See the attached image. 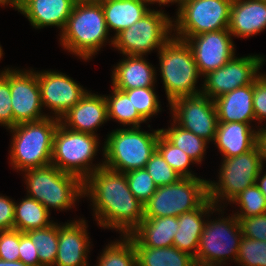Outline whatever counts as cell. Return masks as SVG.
I'll use <instances>...</instances> for the list:
<instances>
[{"label": "cell", "instance_id": "1", "mask_svg": "<svg viewBox=\"0 0 266 266\" xmlns=\"http://www.w3.org/2000/svg\"><path fill=\"white\" fill-rule=\"evenodd\" d=\"M83 194L91 197L96 220L104 228L127 235L144 219V205L130 191L125 173L103 166L83 182Z\"/></svg>", "mask_w": 266, "mask_h": 266}, {"label": "cell", "instance_id": "2", "mask_svg": "<svg viewBox=\"0 0 266 266\" xmlns=\"http://www.w3.org/2000/svg\"><path fill=\"white\" fill-rule=\"evenodd\" d=\"M61 45L88 60L104 45L108 30L99 0H77L61 32Z\"/></svg>", "mask_w": 266, "mask_h": 266}, {"label": "cell", "instance_id": "3", "mask_svg": "<svg viewBox=\"0 0 266 266\" xmlns=\"http://www.w3.org/2000/svg\"><path fill=\"white\" fill-rule=\"evenodd\" d=\"M60 119L47 116L10 128L13 135L10 161L17 170L26 171L51 164L53 139Z\"/></svg>", "mask_w": 266, "mask_h": 266}, {"label": "cell", "instance_id": "4", "mask_svg": "<svg viewBox=\"0 0 266 266\" xmlns=\"http://www.w3.org/2000/svg\"><path fill=\"white\" fill-rule=\"evenodd\" d=\"M160 133V129L148 133L140 127L113 130L103 147L104 167L120 173L145 168L156 151Z\"/></svg>", "mask_w": 266, "mask_h": 266}, {"label": "cell", "instance_id": "5", "mask_svg": "<svg viewBox=\"0 0 266 266\" xmlns=\"http://www.w3.org/2000/svg\"><path fill=\"white\" fill-rule=\"evenodd\" d=\"M28 197L49 208L67 210L77 198L83 197V181L75 175L62 172L53 164L24 171Z\"/></svg>", "mask_w": 266, "mask_h": 266}, {"label": "cell", "instance_id": "6", "mask_svg": "<svg viewBox=\"0 0 266 266\" xmlns=\"http://www.w3.org/2000/svg\"><path fill=\"white\" fill-rule=\"evenodd\" d=\"M158 52L161 77L169 104L177 98L201 93L195 89L200 73L185 40L172 36Z\"/></svg>", "mask_w": 266, "mask_h": 266}, {"label": "cell", "instance_id": "7", "mask_svg": "<svg viewBox=\"0 0 266 266\" xmlns=\"http://www.w3.org/2000/svg\"><path fill=\"white\" fill-rule=\"evenodd\" d=\"M98 146L97 135L76 132L59 123L53 139L51 164L84 182L94 171L104 166L103 163L92 168L90 165Z\"/></svg>", "mask_w": 266, "mask_h": 266}, {"label": "cell", "instance_id": "8", "mask_svg": "<svg viewBox=\"0 0 266 266\" xmlns=\"http://www.w3.org/2000/svg\"><path fill=\"white\" fill-rule=\"evenodd\" d=\"M208 181L198 177H181L170 185L159 186L144 204V217H178L200 208L207 200Z\"/></svg>", "mask_w": 266, "mask_h": 266}, {"label": "cell", "instance_id": "9", "mask_svg": "<svg viewBox=\"0 0 266 266\" xmlns=\"http://www.w3.org/2000/svg\"><path fill=\"white\" fill-rule=\"evenodd\" d=\"M172 22L163 11L150 9L140 20L113 37L111 45L123 55L143 56L155 48L160 50L173 36L170 35L174 29Z\"/></svg>", "mask_w": 266, "mask_h": 266}, {"label": "cell", "instance_id": "10", "mask_svg": "<svg viewBox=\"0 0 266 266\" xmlns=\"http://www.w3.org/2000/svg\"><path fill=\"white\" fill-rule=\"evenodd\" d=\"M233 0H185L178 8L173 21L176 38L181 40L191 36L227 29Z\"/></svg>", "mask_w": 266, "mask_h": 266}, {"label": "cell", "instance_id": "11", "mask_svg": "<svg viewBox=\"0 0 266 266\" xmlns=\"http://www.w3.org/2000/svg\"><path fill=\"white\" fill-rule=\"evenodd\" d=\"M243 235L237 217L232 215L205 223L197 253L196 266H221L232 255L236 261Z\"/></svg>", "mask_w": 266, "mask_h": 266}, {"label": "cell", "instance_id": "12", "mask_svg": "<svg viewBox=\"0 0 266 266\" xmlns=\"http://www.w3.org/2000/svg\"><path fill=\"white\" fill-rule=\"evenodd\" d=\"M221 166L219 182L208 181V196L215 206L220 198L231 202L247 187L254 185L263 169L261 155L256 146L241 155L223 158Z\"/></svg>", "mask_w": 266, "mask_h": 266}, {"label": "cell", "instance_id": "13", "mask_svg": "<svg viewBox=\"0 0 266 266\" xmlns=\"http://www.w3.org/2000/svg\"><path fill=\"white\" fill-rule=\"evenodd\" d=\"M173 121L207 142L215 139L218 117L213 99L202 93L177 98L170 103Z\"/></svg>", "mask_w": 266, "mask_h": 266}, {"label": "cell", "instance_id": "14", "mask_svg": "<svg viewBox=\"0 0 266 266\" xmlns=\"http://www.w3.org/2000/svg\"><path fill=\"white\" fill-rule=\"evenodd\" d=\"M265 59L258 55L235 56L222 67L207 73L201 93L216 99L236 88L254 83Z\"/></svg>", "mask_w": 266, "mask_h": 266}, {"label": "cell", "instance_id": "15", "mask_svg": "<svg viewBox=\"0 0 266 266\" xmlns=\"http://www.w3.org/2000/svg\"><path fill=\"white\" fill-rule=\"evenodd\" d=\"M9 86L13 127L21 123L42 120L48 116L41 113L43 106L37 72L9 69Z\"/></svg>", "mask_w": 266, "mask_h": 266}, {"label": "cell", "instance_id": "16", "mask_svg": "<svg viewBox=\"0 0 266 266\" xmlns=\"http://www.w3.org/2000/svg\"><path fill=\"white\" fill-rule=\"evenodd\" d=\"M185 41L193 53L201 76L222 67L235 56L228 29L198 34Z\"/></svg>", "mask_w": 266, "mask_h": 266}, {"label": "cell", "instance_id": "17", "mask_svg": "<svg viewBox=\"0 0 266 266\" xmlns=\"http://www.w3.org/2000/svg\"><path fill=\"white\" fill-rule=\"evenodd\" d=\"M42 106L52 109L55 118L74 107L87 93L72 78L55 71L37 72Z\"/></svg>", "mask_w": 266, "mask_h": 266}, {"label": "cell", "instance_id": "18", "mask_svg": "<svg viewBox=\"0 0 266 266\" xmlns=\"http://www.w3.org/2000/svg\"><path fill=\"white\" fill-rule=\"evenodd\" d=\"M86 221L58 225V248L54 266H88L90 241Z\"/></svg>", "mask_w": 266, "mask_h": 266}, {"label": "cell", "instance_id": "19", "mask_svg": "<svg viewBox=\"0 0 266 266\" xmlns=\"http://www.w3.org/2000/svg\"><path fill=\"white\" fill-rule=\"evenodd\" d=\"M107 120V103L104 95L87 91L81 100L61 117L60 123L76 132L96 135V128Z\"/></svg>", "mask_w": 266, "mask_h": 266}, {"label": "cell", "instance_id": "20", "mask_svg": "<svg viewBox=\"0 0 266 266\" xmlns=\"http://www.w3.org/2000/svg\"><path fill=\"white\" fill-rule=\"evenodd\" d=\"M77 0H18L15 9L35 28L57 26L63 31Z\"/></svg>", "mask_w": 266, "mask_h": 266}, {"label": "cell", "instance_id": "21", "mask_svg": "<svg viewBox=\"0 0 266 266\" xmlns=\"http://www.w3.org/2000/svg\"><path fill=\"white\" fill-rule=\"evenodd\" d=\"M266 28V1L233 0L228 30L233 36L248 38Z\"/></svg>", "mask_w": 266, "mask_h": 266}, {"label": "cell", "instance_id": "22", "mask_svg": "<svg viewBox=\"0 0 266 266\" xmlns=\"http://www.w3.org/2000/svg\"><path fill=\"white\" fill-rule=\"evenodd\" d=\"M178 228V217H144L128 235L140 247L164 248L173 246Z\"/></svg>", "mask_w": 266, "mask_h": 266}, {"label": "cell", "instance_id": "23", "mask_svg": "<svg viewBox=\"0 0 266 266\" xmlns=\"http://www.w3.org/2000/svg\"><path fill=\"white\" fill-rule=\"evenodd\" d=\"M112 71L113 87L119 90H131L141 87H153L156 72L144 56L125 55ZM144 58V59H143Z\"/></svg>", "mask_w": 266, "mask_h": 266}, {"label": "cell", "instance_id": "24", "mask_svg": "<svg viewBox=\"0 0 266 266\" xmlns=\"http://www.w3.org/2000/svg\"><path fill=\"white\" fill-rule=\"evenodd\" d=\"M218 122L250 124L255 120L253 110V83L236 88L213 100Z\"/></svg>", "mask_w": 266, "mask_h": 266}, {"label": "cell", "instance_id": "25", "mask_svg": "<svg viewBox=\"0 0 266 266\" xmlns=\"http://www.w3.org/2000/svg\"><path fill=\"white\" fill-rule=\"evenodd\" d=\"M250 124L218 122L215 143L224 158L241 155L256 146V133Z\"/></svg>", "mask_w": 266, "mask_h": 266}, {"label": "cell", "instance_id": "26", "mask_svg": "<svg viewBox=\"0 0 266 266\" xmlns=\"http://www.w3.org/2000/svg\"><path fill=\"white\" fill-rule=\"evenodd\" d=\"M215 208L216 206L214 203L208 199L200 208L179 215V228L174 236L173 246L195 257L199 240L206 223L202 215L205 214L206 216L209 212H214Z\"/></svg>", "mask_w": 266, "mask_h": 266}, {"label": "cell", "instance_id": "27", "mask_svg": "<svg viewBox=\"0 0 266 266\" xmlns=\"http://www.w3.org/2000/svg\"><path fill=\"white\" fill-rule=\"evenodd\" d=\"M104 11L107 30L116 31L114 37L122 30L132 26L150 10L144 0H99Z\"/></svg>", "mask_w": 266, "mask_h": 266}, {"label": "cell", "instance_id": "28", "mask_svg": "<svg viewBox=\"0 0 266 266\" xmlns=\"http://www.w3.org/2000/svg\"><path fill=\"white\" fill-rule=\"evenodd\" d=\"M137 266H196L194 257L174 246L164 248L140 247L133 239Z\"/></svg>", "mask_w": 266, "mask_h": 266}, {"label": "cell", "instance_id": "29", "mask_svg": "<svg viewBox=\"0 0 266 266\" xmlns=\"http://www.w3.org/2000/svg\"><path fill=\"white\" fill-rule=\"evenodd\" d=\"M50 211L37 200L26 196L20 204L15 203L14 229L25 233L53 224L49 219Z\"/></svg>", "mask_w": 266, "mask_h": 266}, {"label": "cell", "instance_id": "30", "mask_svg": "<svg viewBox=\"0 0 266 266\" xmlns=\"http://www.w3.org/2000/svg\"><path fill=\"white\" fill-rule=\"evenodd\" d=\"M112 88L111 96L104 95L107 103L108 120L112 118L123 125H133L131 127H140V123L146 122L133 106L128 95L122 90Z\"/></svg>", "mask_w": 266, "mask_h": 266}, {"label": "cell", "instance_id": "31", "mask_svg": "<svg viewBox=\"0 0 266 266\" xmlns=\"http://www.w3.org/2000/svg\"><path fill=\"white\" fill-rule=\"evenodd\" d=\"M174 123V125H173ZM171 128L160 129L161 133L174 145L183 150L196 163H201L207 141L198 137L191 131L185 130L173 121ZM176 125V126H175Z\"/></svg>", "mask_w": 266, "mask_h": 266}, {"label": "cell", "instance_id": "32", "mask_svg": "<svg viewBox=\"0 0 266 266\" xmlns=\"http://www.w3.org/2000/svg\"><path fill=\"white\" fill-rule=\"evenodd\" d=\"M38 251L41 266H54L58 248V224L25 232Z\"/></svg>", "mask_w": 266, "mask_h": 266}, {"label": "cell", "instance_id": "33", "mask_svg": "<svg viewBox=\"0 0 266 266\" xmlns=\"http://www.w3.org/2000/svg\"><path fill=\"white\" fill-rule=\"evenodd\" d=\"M122 241L106 246L99 258L98 266H137L136 250L132 238L123 235Z\"/></svg>", "mask_w": 266, "mask_h": 266}, {"label": "cell", "instance_id": "34", "mask_svg": "<svg viewBox=\"0 0 266 266\" xmlns=\"http://www.w3.org/2000/svg\"><path fill=\"white\" fill-rule=\"evenodd\" d=\"M156 150L181 177H196L188 170L190 163L194 162L193 159L174 146L162 133L159 135Z\"/></svg>", "mask_w": 266, "mask_h": 266}, {"label": "cell", "instance_id": "35", "mask_svg": "<svg viewBox=\"0 0 266 266\" xmlns=\"http://www.w3.org/2000/svg\"><path fill=\"white\" fill-rule=\"evenodd\" d=\"M231 202L239 204V207H241L240 213H234L237 218L252 217L266 213V197L256 184L247 187Z\"/></svg>", "mask_w": 266, "mask_h": 266}, {"label": "cell", "instance_id": "36", "mask_svg": "<svg viewBox=\"0 0 266 266\" xmlns=\"http://www.w3.org/2000/svg\"><path fill=\"white\" fill-rule=\"evenodd\" d=\"M124 92L128 95L138 113L146 121L161 110L153 87L135 88L125 90Z\"/></svg>", "mask_w": 266, "mask_h": 266}, {"label": "cell", "instance_id": "37", "mask_svg": "<svg viewBox=\"0 0 266 266\" xmlns=\"http://www.w3.org/2000/svg\"><path fill=\"white\" fill-rule=\"evenodd\" d=\"M130 191L143 205L156 192L157 186L145 168L125 173Z\"/></svg>", "mask_w": 266, "mask_h": 266}, {"label": "cell", "instance_id": "38", "mask_svg": "<svg viewBox=\"0 0 266 266\" xmlns=\"http://www.w3.org/2000/svg\"><path fill=\"white\" fill-rule=\"evenodd\" d=\"M236 262L242 266H266V241L243 236Z\"/></svg>", "mask_w": 266, "mask_h": 266}, {"label": "cell", "instance_id": "39", "mask_svg": "<svg viewBox=\"0 0 266 266\" xmlns=\"http://www.w3.org/2000/svg\"><path fill=\"white\" fill-rule=\"evenodd\" d=\"M145 169L157 187L177 182L181 176L163 159L156 150L146 163Z\"/></svg>", "mask_w": 266, "mask_h": 266}, {"label": "cell", "instance_id": "40", "mask_svg": "<svg viewBox=\"0 0 266 266\" xmlns=\"http://www.w3.org/2000/svg\"><path fill=\"white\" fill-rule=\"evenodd\" d=\"M0 124L8 129L13 127L9 68L0 73Z\"/></svg>", "mask_w": 266, "mask_h": 266}, {"label": "cell", "instance_id": "41", "mask_svg": "<svg viewBox=\"0 0 266 266\" xmlns=\"http://www.w3.org/2000/svg\"><path fill=\"white\" fill-rule=\"evenodd\" d=\"M237 219L244 237L266 241V213Z\"/></svg>", "mask_w": 266, "mask_h": 266}, {"label": "cell", "instance_id": "42", "mask_svg": "<svg viewBox=\"0 0 266 266\" xmlns=\"http://www.w3.org/2000/svg\"><path fill=\"white\" fill-rule=\"evenodd\" d=\"M0 259L19 260V230L0 231Z\"/></svg>", "mask_w": 266, "mask_h": 266}, {"label": "cell", "instance_id": "43", "mask_svg": "<svg viewBox=\"0 0 266 266\" xmlns=\"http://www.w3.org/2000/svg\"><path fill=\"white\" fill-rule=\"evenodd\" d=\"M253 110L255 120L266 119V75L261 74L253 83Z\"/></svg>", "mask_w": 266, "mask_h": 266}, {"label": "cell", "instance_id": "44", "mask_svg": "<svg viewBox=\"0 0 266 266\" xmlns=\"http://www.w3.org/2000/svg\"><path fill=\"white\" fill-rule=\"evenodd\" d=\"M19 260L28 266H41L35 242L19 231Z\"/></svg>", "mask_w": 266, "mask_h": 266}, {"label": "cell", "instance_id": "45", "mask_svg": "<svg viewBox=\"0 0 266 266\" xmlns=\"http://www.w3.org/2000/svg\"><path fill=\"white\" fill-rule=\"evenodd\" d=\"M15 202L0 195V231L14 229Z\"/></svg>", "mask_w": 266, "mask_h": 266}, {"label": "cell", "instance_id": "46", "mask_svg": "<svg viewBox=\"0 0 266 266\" xmlns=\"http://www.w3.org/2000/svg\"><path fill=\"white\" fill-rule=\"evenodd\" d=\"M256 147L261 155V162L266 161V127L260 128L256 133Z\"/></svg>", "mask_w": 266, "mask_h": 266}, {"label": "cell", "instance_id": "47", "mask_svg": "<svg viewBox=\"0 0 266 266\" xmlns=\"http://www.w3.org/2000/svg\"><path fill=\"white\" fill-rule=\"evenodd\" d=\"M262 169L260 170L257 179H256V185L259 188V190L263 193V195L266 197V172L265 175H262L261 177Z\"/></svg>", "mask_w": 266, "mask_h": 266}, {"label": "cell", "instance_id": "48", "mask_svg": "<svg viewBox=\"0 0 266 266\" xmlns=\"http://www.w3.org/2000/svg\"><path fill=\"white\" fill-rule=\"evenodd\" d=\"M0 266H28L20 260L16 261H4L0 259Z\"/></svg>", "mask_w": 266, "mask_h": 266}, {"label": "cell", "instance_id": "49", "mask_svg": "<svg viewBox=\"0 0 266 266\" xmlns=\"http://www.w3.org/2000/svg\"><path fill=\"white\" fill-rule=\"evenodd\" d=\"M185 0H157V3H159V5H166L168 3H178V5L180 6Z\"/></svg>", "mask_w": 266, "mask_h": 266}, {"label": "cell", "instance_id": "50", "mask_svg": "<svg viewBox=\"0 0 266 266\" xmlns=\"http://www.w3.org/2000/svg\"><path fill=\"white\" fill-rule=\"evenodd\" d=\"M18 0H0V5H11L12 7L16 8Z\"/></svg>", "mask_w": 266, "mask_h": 266}, {"label": "cell", "instance_id": "51", "mask_svg": "<svg viewBox=\"0 0 266 266\" xmlns=\"http://www.w3.org/2000/svg\"><path fill=\"white\" fill-rule=\"evenodd\" d=\"M146 2H148V4H154L157 2V0H144Z\"/></svg>", "mask_w": 266, "mask_h": 266}, {"label": "cell", "instance_id": "52", "mask_svg": "<svg viewBox=\"0 0 266 266\" xmlns=\"http://www.w3.org/2000/svg\"><path fill=\"white\" fill-rule=\"evenodd\" d=\"M3 50H2V48H1V46H0V58L3 56L2 54H3V52H2Z\"/></svg>", "mask_w": 266, "mask_h": 266}]
</instances>
